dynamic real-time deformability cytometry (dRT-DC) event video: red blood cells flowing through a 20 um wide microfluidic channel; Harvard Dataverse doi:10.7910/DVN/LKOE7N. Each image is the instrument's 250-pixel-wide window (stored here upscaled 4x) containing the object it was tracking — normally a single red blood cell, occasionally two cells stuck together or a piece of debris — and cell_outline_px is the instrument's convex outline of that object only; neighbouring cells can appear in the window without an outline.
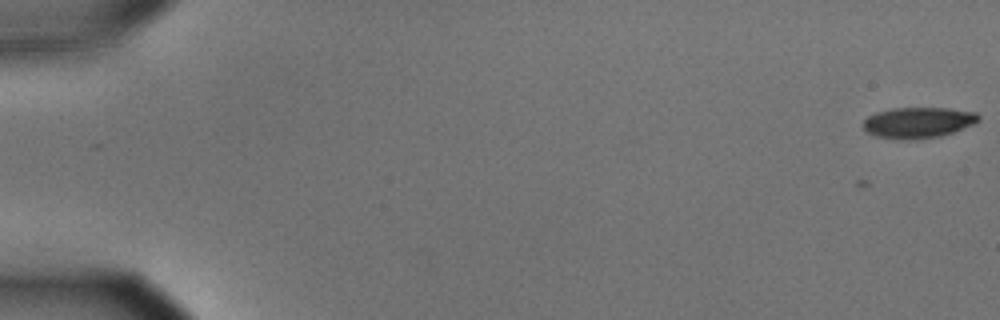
{"species": "common noctule bat (a hibernating species)", "species_latin": "Nyctalus noctula", "temperature_condition": "cold", "stored_images_in_passage": 3, "camera_frame_rate_fps": 3000, "um_per_image_px": 0.085, "animal": {"sex": "male", "body_mass_g": 15.6}, "frame": {"image": 1, "passage_image": 3, "time_ms": 0.667, "image_size_px": [1000, 320], "cell_outline_px": [[980, 120], [976, 124], [940, 136], [916, 140], [900, 140], [876, 136], [868, 132], [864, 128], [864, 120], [868, 116], [876, 112], [892, 108], [948, 108], [976, 112], [980, 116]], "centroid_in_image_um": [78.07, 10.42], "position_along_channel_um": 6.9, "area_um2": 20.92}}